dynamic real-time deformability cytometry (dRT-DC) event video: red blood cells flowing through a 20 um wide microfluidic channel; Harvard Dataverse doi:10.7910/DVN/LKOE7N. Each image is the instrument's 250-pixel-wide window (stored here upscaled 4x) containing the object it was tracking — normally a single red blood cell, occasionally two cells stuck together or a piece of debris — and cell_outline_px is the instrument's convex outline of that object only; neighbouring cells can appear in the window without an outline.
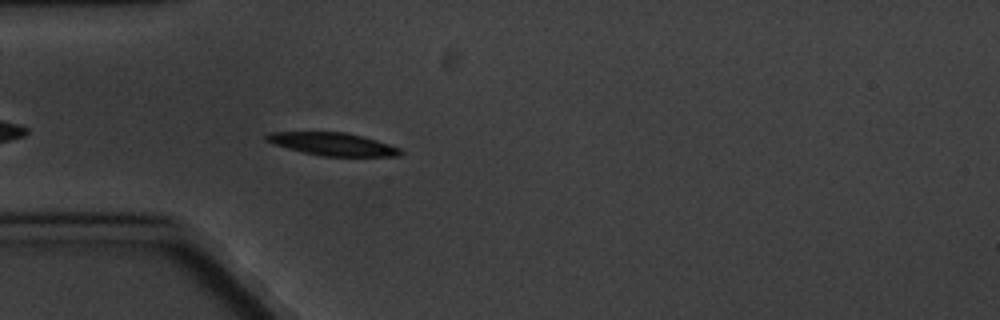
{"species": "common noctule bat (a hibernating species)", "species_latin": "Nyctalus noctula", "temperature_condition": "cold", "stored_images_in_passage": 5, "camera_frame_rate_fps": 3000, "um_per_image_px": 0.085, "animal": {"sex": "male", "body_mass_g": 20.1, "forearm_length_mm": 53.5}, "frame": {"image": 1, "passage_image": 5, "time_ms": 5.0, "image_size_px": [1000, 320], "cell_outline_px": [[404, 152], [400, 156], [324, 156], [304, 152], [288, 148], [264, 140], [264, 136], [268, 132], [344, 132], [376, 140], [400, 148]], "centroid_in_image_um": [28.28, 12.24], "position_along_channel_um": 56.7, "area_um2": 17.57}}